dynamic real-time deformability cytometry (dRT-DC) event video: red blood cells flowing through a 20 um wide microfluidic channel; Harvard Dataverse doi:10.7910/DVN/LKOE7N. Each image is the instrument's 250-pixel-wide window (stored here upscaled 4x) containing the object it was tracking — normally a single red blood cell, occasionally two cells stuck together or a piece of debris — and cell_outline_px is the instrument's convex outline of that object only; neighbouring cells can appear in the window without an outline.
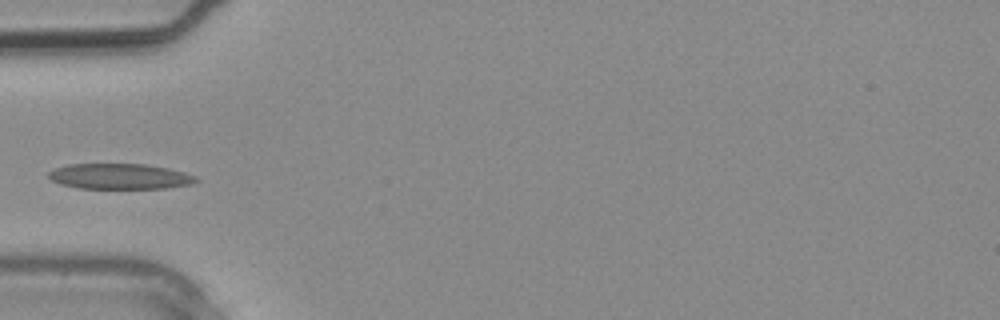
{"species": "common noctule bat (a hibernating species)", "species_latin": "Nyctalus noctula", "temperature_condition": "warm", "stored_images_in_passage": 2, "camera_frame_rate_fps": 3000, "um_per_image_px": 0.085, "animal": {"sex": "male", "body_mass_g": 20.4}, "frame": {"image": 1, "passage_image": 2, "time_ms": 0.333, "image_size_px": [1000, 320], "cell_outline_px": [[200, 180], [192, 184], [168, 188], [76, 188], [60, 184], [52, 180], [48, 176], [48, 172], [56, 168], [68, 164], [144, 164], [168, 168], [184, 172], [196, 176]], "centroid_in_image_um": [10.2, 14.99], "position_along_channel_um": 74.8, "area_um2": 21.96}}